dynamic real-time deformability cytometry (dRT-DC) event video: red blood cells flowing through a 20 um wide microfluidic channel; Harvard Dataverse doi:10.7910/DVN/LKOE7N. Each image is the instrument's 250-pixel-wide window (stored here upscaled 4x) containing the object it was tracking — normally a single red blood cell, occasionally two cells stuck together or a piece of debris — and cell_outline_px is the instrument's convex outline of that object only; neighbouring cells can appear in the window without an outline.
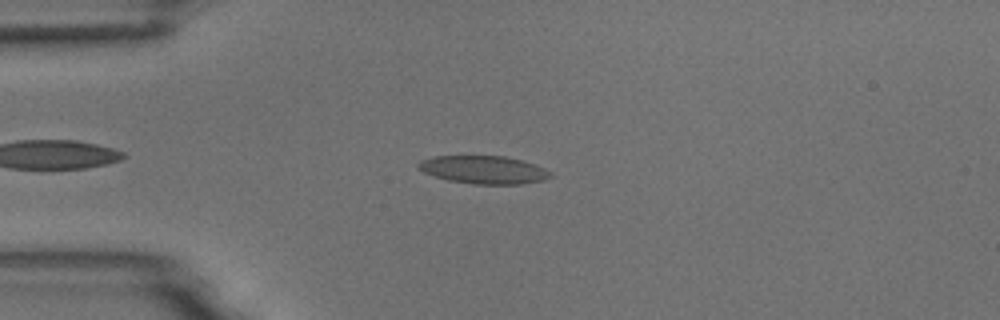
{"species": "common noctule bat (a hibernating species)", "species_latin": "Nyctalus noctula", "temperature_condition": "room temperature", "stored_images_in_passage": 6, "camera_frame_rate_fps": 3000, "um_per_image_px": 0.085, "animal": {"sex": "male", "body_mass_g": 18.8}, "frame": {"image": 1, "passage_image": 3, "time_ms": 2.333, "image_size_px": [1000, 320], "cell_outline_px": [[552, 176], [544, 180], [520, 184], [472, 184], [448, 180], [424, 172], [416, 168], [416, 164], [420, 160], [436, 156], [504, 156], [520, 160], [544, 168], [552, 172]], "centroid_in_image_um": [41.09, 14.43], "position_along_channel_um": 43.9, "area_um2": 21.44}}